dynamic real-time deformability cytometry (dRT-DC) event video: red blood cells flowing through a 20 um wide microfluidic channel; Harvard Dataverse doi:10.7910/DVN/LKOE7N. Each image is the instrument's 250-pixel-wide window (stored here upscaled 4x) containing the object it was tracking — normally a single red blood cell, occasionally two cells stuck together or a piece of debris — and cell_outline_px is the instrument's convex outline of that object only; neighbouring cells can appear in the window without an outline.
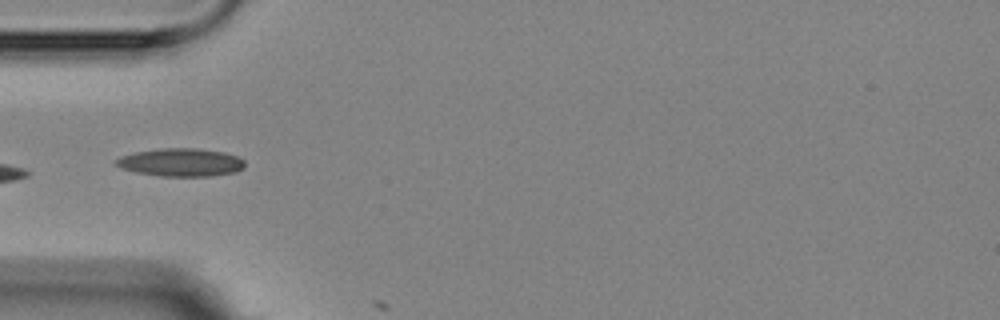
{"species": "Egyptian fruit bat (a non-hibernating species)", "species_latin": "Rousettus aegyptiacus", "temperature_condition": "room temperature", "stored_images_in_passage": 2, "camera_frame_rate_fps": 3000, "um_per_image_px": 0.085, "animal": {"sex": "female"}, "frame": {"image": 1, "passage_image": 1, "time_ms": 0.0, "image_size_px": [1000, 320], "cell_outline_px": [[244, 168], [236, 172], [212, 176], [160, 176], [136, 172], [124, 168], [116, 164], [112, 160], [120, 156], [136, 152], [164, 148], [196, 148], [224, 152], [236, 156], [244, 160]], "centroid_in_image_um": [15.39, 13.8], "position_along_channel_um": 69.6, "area_um2": 20.98}}
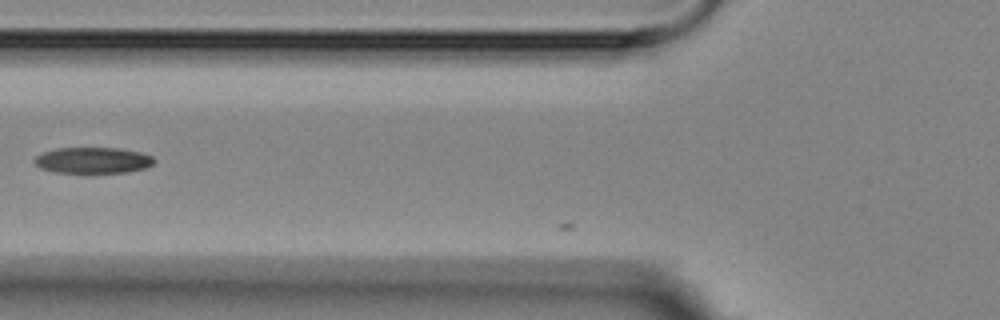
{"frame": {"image": 2, "passage_image": 2, "time_ms": 1.333, "image_size_px": [1000, 320], "cell_outline_px": [[156, 160], [152, 164], [144, 168], [128, 172], [56, 172], [40, 168], [32, 160], [36, 156], [44, 152], [56, 148], [120, 148], [140, 152], [152, 156]], "centroid_in_image_um": [7.9, 13.61], "position_along_channel_um": 117.9, "area_um2": 18.03}}